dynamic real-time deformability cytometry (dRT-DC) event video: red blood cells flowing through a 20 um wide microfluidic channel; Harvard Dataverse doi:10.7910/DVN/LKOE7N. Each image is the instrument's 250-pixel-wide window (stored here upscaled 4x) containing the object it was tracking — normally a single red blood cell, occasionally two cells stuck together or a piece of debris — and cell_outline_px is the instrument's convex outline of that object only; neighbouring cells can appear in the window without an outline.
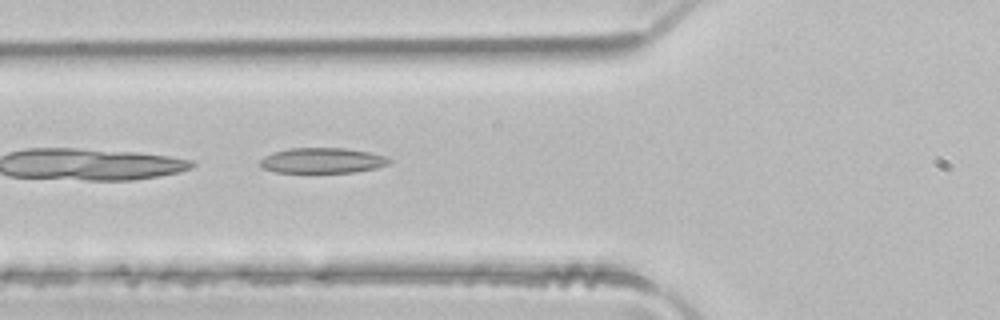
{"species": "common noctule bat (a hibernating species)", "species_latin": "Nyctalus noctula", "temperature_condition": "room temperature", "stored_images_in_passage": 13, "camera_frame_rate_fps": 3000, "um_per_image_px": 0.085, "animal": {"sex": "male", "body_mass_g": 21.5, "forearm_length_mm": 52.0}, "frame": {"image": 1, "passage_image": 3, "time_ms": 0.667, "image_size_px": [1000, 320], "cell_outline_px": [[392, 160], [388, 164], [376, 168], [352, 172], [276, 172], [264, 168], [260, 164], [260, 160], [264, 156], [288, 148], [344, 148], [368, 152], [384, 156]], "centroid_in_image_um": [27.4, 13.64], "position_along_channel_um": 98.4, "area_um2": 18.79}}
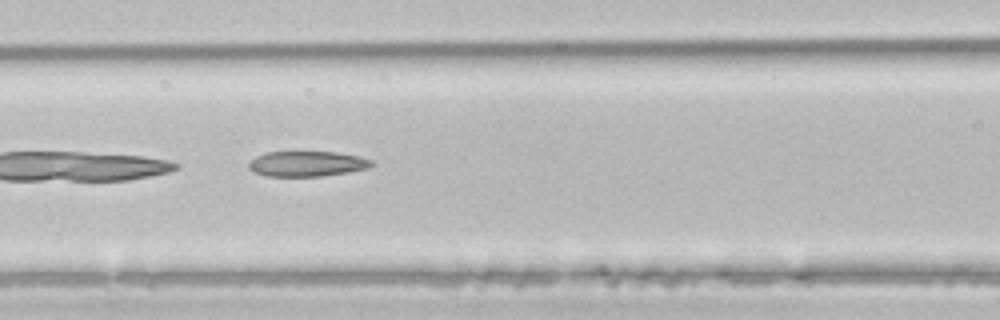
{"frame": {"image": 2, "passage_image": 6, "time_ms": 1.667, "image_size_px": [1000, 320], "cell_outline_px": [[376, 164], [368, 168], [348, 172], [324, 176], [268, 176], [252, 172], [248, 168], [248, 164], [256, 156], [268, 152], [336, 152], [360, 156], [372, 160]], "centroid_in_image_um": [26.12, 13.92], "position_along_channel_um": 140.5, "area_um2": 18.21}}